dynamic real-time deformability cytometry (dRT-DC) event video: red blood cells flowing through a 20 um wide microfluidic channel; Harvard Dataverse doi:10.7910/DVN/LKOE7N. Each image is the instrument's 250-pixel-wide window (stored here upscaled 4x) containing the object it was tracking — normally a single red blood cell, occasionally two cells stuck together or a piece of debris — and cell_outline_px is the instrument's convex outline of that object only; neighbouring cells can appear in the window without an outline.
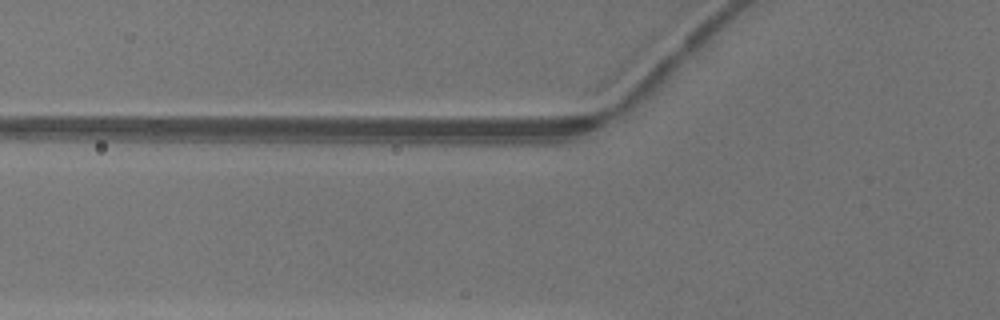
{"species": "common noctule bat (a hibernating species)", "species_latin": "Nyctalus noctula", "temperature_condition": "warm", "stored_images_in_passage": 3, "camera_frame_rate_fps": 3000, "um_per_image_px": 0.085, "animal": {"sex": "female"}, "frame": {"image": 1, "passage_image": 2, "time_ms": 0.333, "image_size_px": [1000, 320], "cell_outline_px": [[692, 68], [688, 88], [672, 108], [656, 120], [632, 132], [628, 132], [628, 120], [632, 116], [684, 68]], "centroid_in_image_um": [56.21, 8.61], "position_along_channel_um": 69.6, "area_um2": 10.52}}